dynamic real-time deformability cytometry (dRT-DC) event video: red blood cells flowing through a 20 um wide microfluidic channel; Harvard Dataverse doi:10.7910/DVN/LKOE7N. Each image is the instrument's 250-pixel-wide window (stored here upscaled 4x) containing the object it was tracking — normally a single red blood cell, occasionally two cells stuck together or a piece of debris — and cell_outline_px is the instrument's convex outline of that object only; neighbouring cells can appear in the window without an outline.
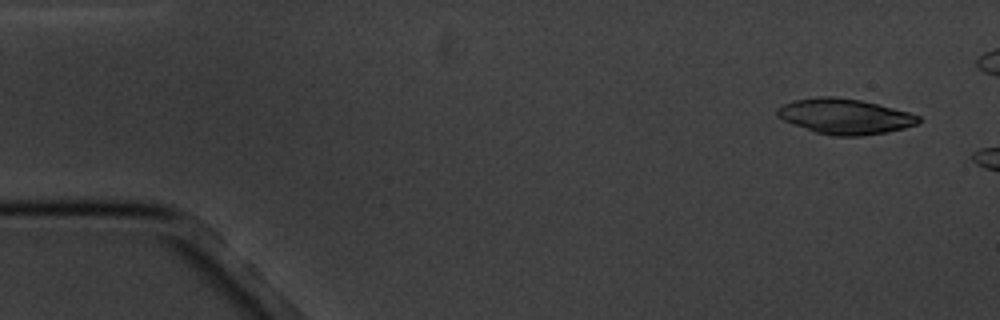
{"species": "common noctule bat (a hibernating species)", "species_latin": "Nyctalus noctula", "temperature_condition": "cold", "stored_images_in_passage": 3, "camera_frame_rate_fps": 3000, "um_per_image_px": 0.085, "animal": {"sex": "male", "body_mass_g": 20.1, "forearm_length_mm": 53.5}, "frame": {"image": 1, "passage_image": 1, "time_ms": 0.0, "image_size_px": [1000, 320], "cell_outline_px": [[920, 120], [916, 124], [904, 128], [884, 132], [860, 136], [836, 136], [816, 132], [792, 124], [776, 116], [776, 108], [792, 100], [820, 96], [832, 96], [860, 100], [908, 112], [920, 116]], "centroid_in_image_um": [71.76, 9.88], "position_along_channel_um": 13.2, "area_um2": 28.84}}